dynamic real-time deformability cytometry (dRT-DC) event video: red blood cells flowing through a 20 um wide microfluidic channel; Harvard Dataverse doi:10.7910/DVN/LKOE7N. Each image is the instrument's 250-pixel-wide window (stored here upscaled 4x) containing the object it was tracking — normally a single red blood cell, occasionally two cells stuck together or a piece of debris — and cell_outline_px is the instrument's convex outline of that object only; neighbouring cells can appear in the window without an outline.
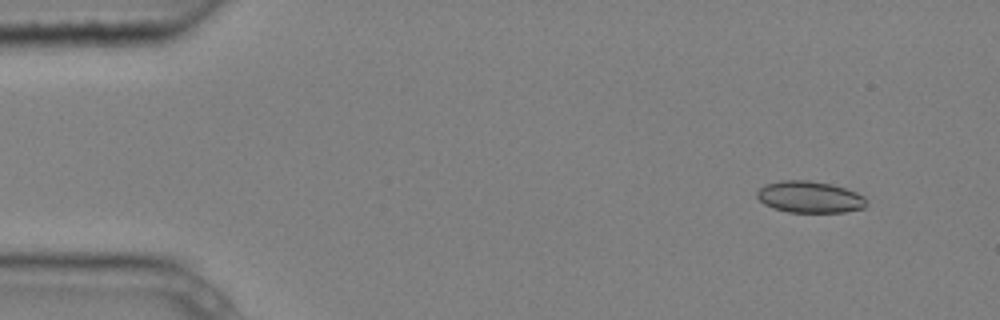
{"species": "common noctule bat (a hibernating species)", "species_latin": "Nyctalus noctula", "temperature_condition": "cold", "stored_images_in_passage": 4, "camera_frame_rate_fps": 3000, "um_per_image_px": 0.085, "animal": {"sex": "male", "body_mass_g": 20.4}, "frame": {"image": 1, "passage_image": 1, "time_ms": 0.0, "image_size_px": [1000, 320], "cell_outline_px": [[868, 204], [864, 208], [844, 212], [788, 212], [772, 208], [764, 204], [756, 196], [756, 192], [764, 184], [780, 180], [808, 180], [832, 184], [856, 192], [864, 196], [868, 200]], "centroid_in_image_um": [68.82, 16.74], "position_along_channel_um": 16.2, "area_um2": 20.4}}
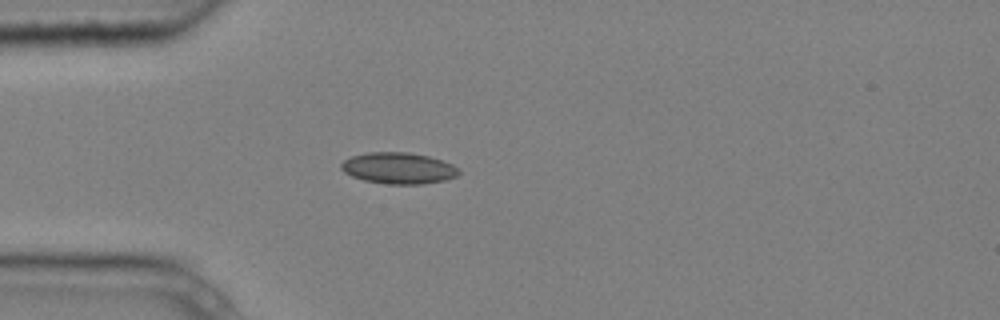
{"frame": {"image": 2, "passage_image": 4, "time_ms": 1.0, "image_size_px": [1000, 320], "cell_outline_px": [[460, 172], [456, 176], [444, 180], [424, 184], [388, 184], [364, 180], [352, 176], [344, 172], [340, 168], [340, 164], [344, 160], [352, 156], [368, 152], [408, 152], [428, 156], [452, 164]], "centroid_in_image_um": [33.84, 14.29], "position_along_channel_um": 51.2, "area_um2": 21.33}}